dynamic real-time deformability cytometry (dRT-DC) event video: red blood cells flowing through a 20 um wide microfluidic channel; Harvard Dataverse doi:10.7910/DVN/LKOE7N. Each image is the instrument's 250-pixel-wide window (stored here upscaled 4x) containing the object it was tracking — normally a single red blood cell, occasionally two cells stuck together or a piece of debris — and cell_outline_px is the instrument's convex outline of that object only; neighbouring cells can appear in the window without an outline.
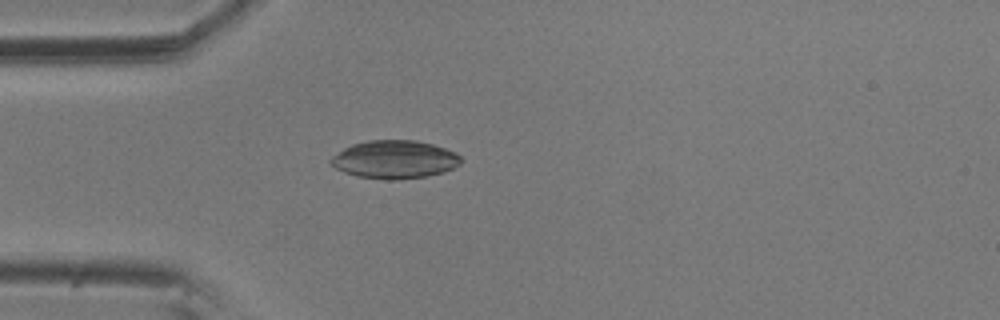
{"species": "common noctule bat (a hibernating species)", "species_latin": "Nyctalus noctula", "temperature_condition": "room temperature", "stored_images_in_passage": 5, "camera_frame_rate_fps": 3000, "um_per_image_px": 0.085, "animal": {"sex": "male", "body_mass_g": 20.5, "forearm_length_mm": 52.5}, "frame": {"image": 1, "passage_image": 5, "time_ms": 1.333, "image_size_px": [1000, 320], "cell_outline_px": [[460, 164], [444, 172], [424, 176], [396, 180], [388, 180], [356, 176], [344, 172], [336, 168], [328, 160], [332, 156], [344, 148], [352, 144], [368, 140], [416, 140], [432, 144], [456, 152], [460, 156]], "centroid_in_image_um": [33.52, 13.55], "position_along_channel_um": 51.5, "area_um2": 28.84}}